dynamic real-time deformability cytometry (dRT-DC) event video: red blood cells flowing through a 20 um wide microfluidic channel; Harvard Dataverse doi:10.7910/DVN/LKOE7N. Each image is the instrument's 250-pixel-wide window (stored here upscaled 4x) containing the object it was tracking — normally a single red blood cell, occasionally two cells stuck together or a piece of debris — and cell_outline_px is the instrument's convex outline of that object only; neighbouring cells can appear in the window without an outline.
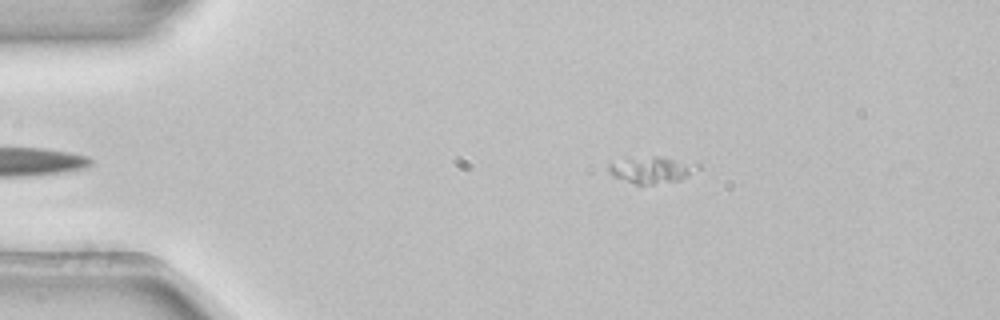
{"species": "common noctule bat (a hibernating species)", "species_latin": "Nyctalus noctula", "temperature_condition": "room temperature", "stored_images_in_passage": 47, "camera_frame_rate_fps": 3000, "um_per_image_px": 0.085, "animal": {"sex": "female", "body_mass_g": 22.7, "forearm_length_mm": 54.2}, "frame": {"image": 1, "passage_image": 3, "time_ms": 0.667, "image_size_px": [1000, 320], "cell_outline_px": [[700, 168], [688, 176], [680, 180], [652, 184], [636, 184], [616, 176], [608, 168], [608, 164], [628, 160], [652, 156], [656, 156], [696, 160], [700, 164]], "centroid_in_image_um": [55.6, 14.41], "position_along_channel_um": 29.4, "area_um2": 13.58}}
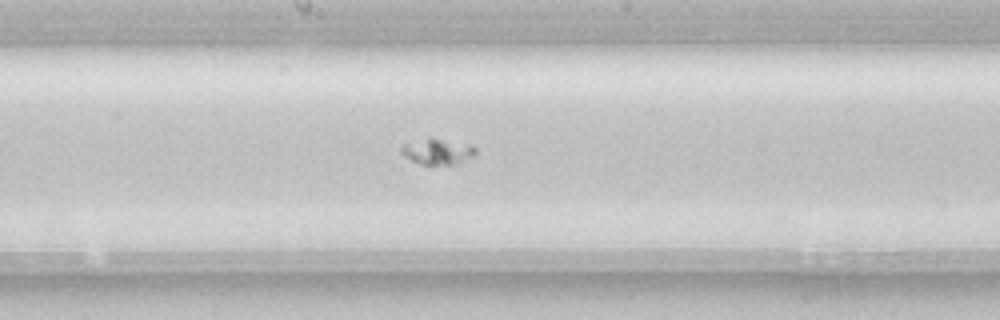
{"frame": {"image": 2, "passage_image": 22, "time_ms": 7.0, "image_size_px": [1000, 320], "cell_outline_px": [[476, 156], [452, 164], [420, 164], [404, 156], [400, 152], [400, 148], [404, 144], [428, 136], [432, 136], [472, 144], [476, 148]], "centroid_in_image_um": [37.21, 12.83], "position_along_channel_um": 211.0, "area_um2": 11.5}}
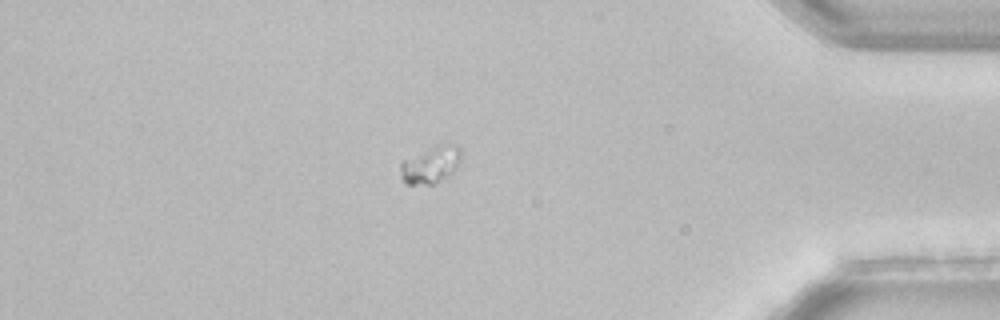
{"frame": {"image": 3, "passage_image": 40, "time_ms": 13.0, "image_size_px": [1000, 320], "cell_outline_px": [[460, 160], [456, 168], [452, 172], [436, 184], [404, 184], [400, 176], [400, 164], [404, 160], [432, 148], [444, 144], [456, 144], [460, 148]], "centroid_in_image_um": [36.6, 14.04], "position_along_channel_um": 398.6, "area_um2": 12.77}}